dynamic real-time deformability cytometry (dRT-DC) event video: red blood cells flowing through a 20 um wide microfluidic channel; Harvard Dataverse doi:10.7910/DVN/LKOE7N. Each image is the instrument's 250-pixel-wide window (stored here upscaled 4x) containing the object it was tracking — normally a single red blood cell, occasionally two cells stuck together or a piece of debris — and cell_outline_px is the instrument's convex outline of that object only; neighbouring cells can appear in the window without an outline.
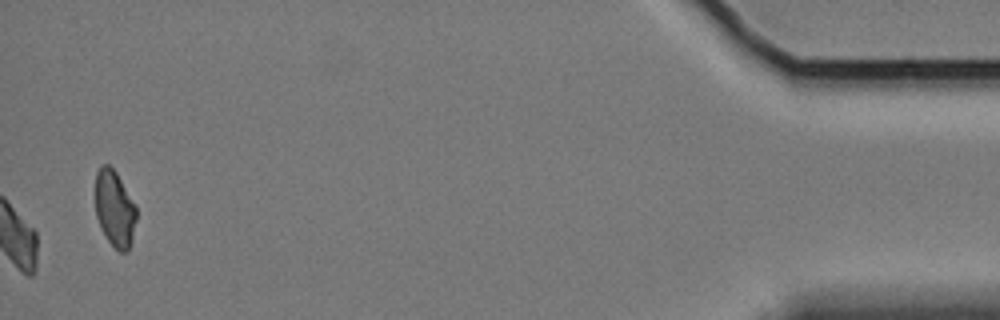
{"species": "Egyptian fruit bat (a non-hibernating species)", "species_latin": "Rousettus aegyptiacus", "temperature_condition": "cold", "stored_images_in_passage": 43, "camera_frame_rate_fps": 3000, "um_per_image_px": 0.085, "animal": {"sex": "female"}, "frame": {"image": 1, "passage_image": 43, "time_ms": 14.0, "image_size_px": [1000, 320], "cell_outline_px": [[136, 220], [132, 240], [128, 252], [120, 252], [108, 240], [100, 228], [96, 216], [96, 172], [100, 164], [108, 164], [116, 172], [136, 204]], "centroid_in_image_um": [9.75, 17.73], "position_along_channel_um": 425.4, "area_um2": 18.38}, "authors_computed_cell_mechanics": {"area_um2": 18.6694, "velocity_mm_per_s": 3.3691, "shape_relaxation_time_tau1_ms": 4.4274, "shape_relaxation_time_tau2_ms": null, "deformation_change_tau1": 0.1231, "deformation_change_tau2": null}}